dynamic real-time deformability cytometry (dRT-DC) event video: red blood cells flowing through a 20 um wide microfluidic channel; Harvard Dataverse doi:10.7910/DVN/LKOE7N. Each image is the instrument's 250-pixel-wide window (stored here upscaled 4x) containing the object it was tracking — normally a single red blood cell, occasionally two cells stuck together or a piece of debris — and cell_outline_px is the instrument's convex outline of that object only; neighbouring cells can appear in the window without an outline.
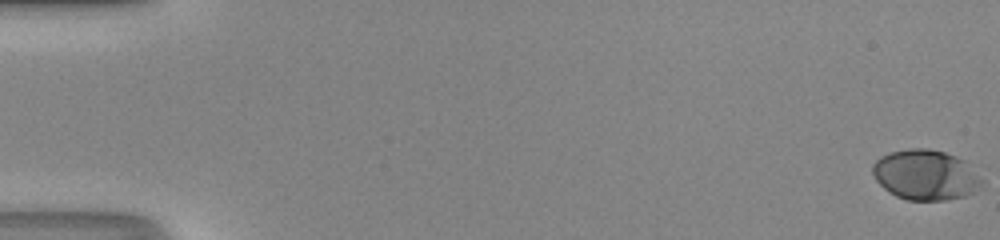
{"species": "human", "species_latin": "Homo sapiens", "temperature_condition": "room temperature", "stored_images_in_passage": 52, "camera_frame_rate_fps": 3000, "um_per_image_px": 0.085, "donor": {"sex": "male"}, "frame": {"image": 1, "passage_image": 1, "time_ms": 0.0, "image_size_px": [1000, 240], "cell_outline_px": [[984, 180], [972, 192], [964, 196], [944, 200], [908, 200], [896, 196], [888, 192], [876, 180], [872, 172], [872, 164], [880, 156], [888, 152], [908, 148], [928, 148], [944, 152], [956, 156], [964, 160]], "centroid_in_image_um": [78.63, 14.85], "position_along_channel_um": 6.4, "area_um2": 31.96}}
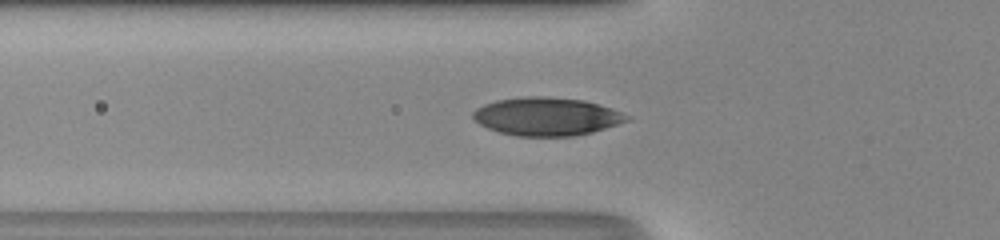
{"frame": {"image": 2, "passage_image": 20, "time_ms": 6.333, "image_size_px": [1000, 240], "cell_outline_px": [[632, 120], [592, 132], [572, 136], [516, 136], [500, 132], [488, 128], [480, 124], [472, 116], [472, 112], [476, 108], [484, 104], [496, 100], [524, 96], [540, 96], [584, 100], [612, 108], [632, 116]], "centroid_in_image_um": [46.5, 9.9], "position_along_channel_um": 79.3, "area_um2": 34.33}}
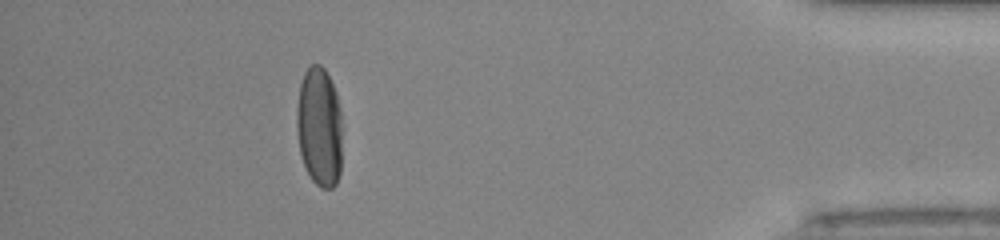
{"frame": {"image": 3, "passage_image": 47, "time_ms": 15.333, "image_size_px": [1000, 240], "cell_outline_px": [[340, 172], [336, 184], [332, 188], [320, 188], [312, 180], [300, 156], [296, 132], [296, 108], [300, 84], [304, 72], [312, 64], [320, 64], [324, 68], [336, 92], [340, 108]], "centroid_in_image_um": [27.11, 10.78], "position_along_channel_um": 408.1, "area_um2": 31.79}, "authors_computed_cell_mechanics": {"area_um2": 32.6859, "velocity_mm_per_s": 4.198, "shape_relaxation_time_tau1_ms": 3.1456, "shape_relaxation_time_tau2_ms": null, "deformation_change_tau1": 0.1642, "deformation_change_tau2": null}}